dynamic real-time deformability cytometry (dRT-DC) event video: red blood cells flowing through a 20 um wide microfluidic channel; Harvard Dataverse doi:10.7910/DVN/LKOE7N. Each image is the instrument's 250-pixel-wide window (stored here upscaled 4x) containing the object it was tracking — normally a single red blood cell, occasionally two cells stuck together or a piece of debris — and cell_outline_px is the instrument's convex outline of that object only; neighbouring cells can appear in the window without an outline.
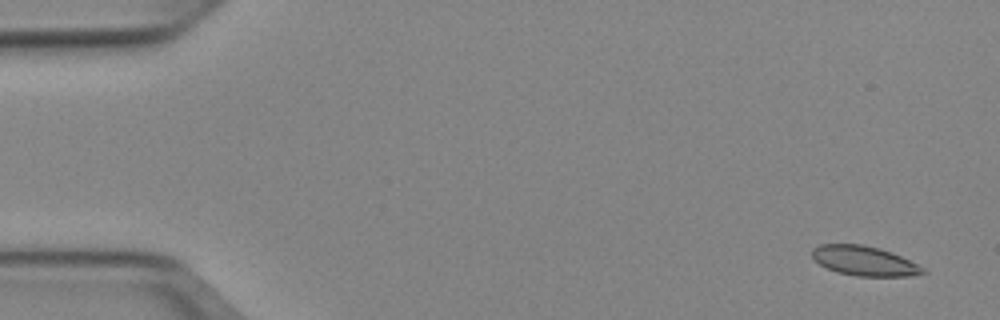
{"species": "Egyptian fruit bat (a non-hibernating species)", "species_latin": "Rousettus aegyptiacus", "temperature_condition": "cold", "stored_images_in_passage": 52, "camera_frame_rate_fps": 3000, "um_per_image_px": 0.085, "animal": {"sex": "female"}, "frame": {"image": 1, "passage_image": 3, "time_ms": 0.667, "image_size_px": [1000, 320], "cell_outline_px": [[928, 272], [912, 276], [856, 276], [836, 272], [820, 264], [812, 256], [812, 248], [820, 244], [860, 244], [880, 248], [892, 252], [924, 268]], "centroid_in_image_um": [73.46, 22.17], "position_along_channel_um": 11.5, "area_um2": 19.07}}
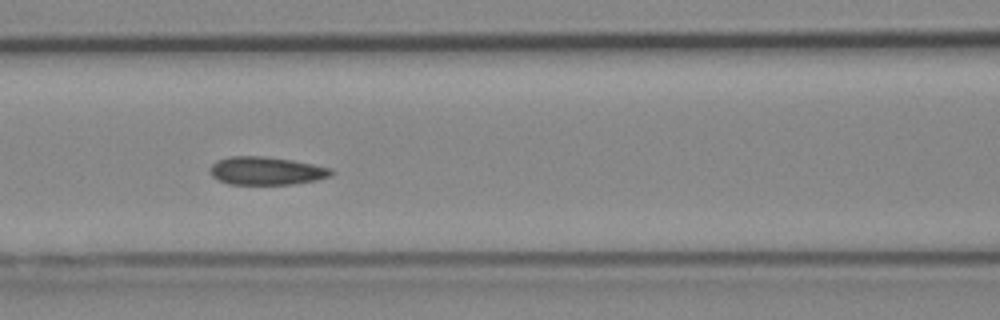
{"frame": {"image": 2, "passage_image": 23, "time_ms": 7.333, "image_size_px": [1000, 320], "cell_outline_px": [[336, 172], [332, 176], [316, 180], [292, 184], [228, 184], [212, 176], [208, 172], [208, 168], [216, 160], [232, 156], [264, 156], [292, 160], [332, 168]], "centroid_in_image_um": [22.64, 14.52], "position_along_channel_um": 144.0, "area_um2": 20.0}}
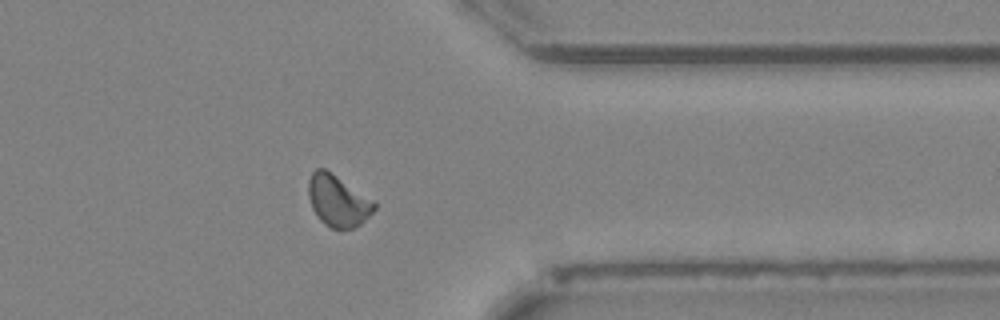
{"frame": {"image": 3, "passage_image": 42, "time_ms": 13.667, "image_size_px": [1000, 320], "cell_outline_px": [[376, 208], [360, 224], [352, 228], [332, 228], [324, 224], [316, 216], [312, 208], [308, 196], [308, 180], [312, 172], [316, 168], [324, 168], [376, 200]], "centroid_in_image_um": [28.72, 17.05], "position_along_channel_um": 382.7, "area_um2": 19.88}, "authors_computed_cell_mechanics": {"area_um2": 19.5653, "velocity_mm_per_s": 3.9242, "shape_relaxation_time_tau1_ms": 8.5561, "shape_relaxation_time_tau2_ms": 2.886, "deformation_change_tau1": 0.1222, "deformation_change_tau2": 0.076}}